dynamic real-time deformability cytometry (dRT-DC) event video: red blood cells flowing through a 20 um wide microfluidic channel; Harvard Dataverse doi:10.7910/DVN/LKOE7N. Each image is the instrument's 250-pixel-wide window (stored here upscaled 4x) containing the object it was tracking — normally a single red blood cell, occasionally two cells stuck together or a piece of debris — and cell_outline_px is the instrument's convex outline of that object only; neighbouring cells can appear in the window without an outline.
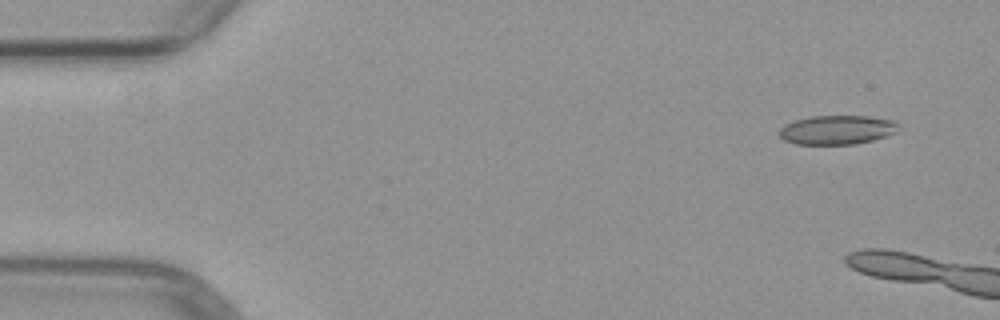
{"species": "common noctule bat (a hibernating species)", "species_latin": "Nyctalus noctula", "temperature_condition": "warm", "stored_images_in_passage": 3, "camera_frame_rate_fps": 3000, "um_per_image_px": 0.085, "animal": {"sex": "female", "body_mass_g": 29.2, "forearm_length_mm": 56.3}, "frame": {"image": 1, "passage_image": 1, "time_ms": 0.0, "image_size_px": [1000, 320], "cell_outline_px": [[896, 132], [872, 140], [852, 144], [796, 144], [784, 140], [776, 132], [784, 124], [796, 120], [812, 116], [868, 116], [892, 120], [896, 124]], "centroid_in_image_um": [71.07, 11.04], "position_along_channel_um": 13.9, "area_um2": 20.0}}